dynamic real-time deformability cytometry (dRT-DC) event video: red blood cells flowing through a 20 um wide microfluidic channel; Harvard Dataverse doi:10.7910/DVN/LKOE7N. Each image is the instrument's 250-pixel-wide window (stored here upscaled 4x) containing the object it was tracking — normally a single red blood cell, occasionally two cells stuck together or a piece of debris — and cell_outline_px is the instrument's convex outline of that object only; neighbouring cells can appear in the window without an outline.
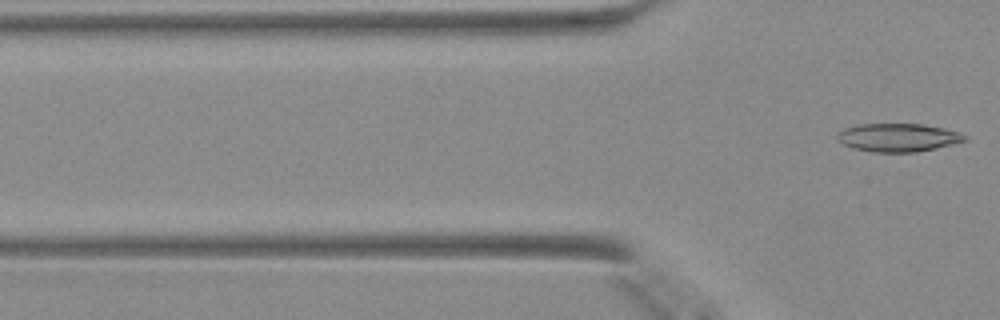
{"species": "Egyptian fruit bat (a non-hibernating species)", "species_latin": "Rousettus aegyptiacus", "temperature_condition": "warm", "stored_images_in_passage": 4, "camera_frame_rate_fps": 3000, "um_per_image_px": 0.085, "animal": {"sex": "female"}, "frame": {"image": 1, "passage_image": 4, "time_ms": 1.0, "image_size_px": [1000, 320], "cell_outline_px": [[968, 140], [952, 144], [916, 152], [872, 152], [852, 148], [844, 144], [836, 136], [836, 132], [844, 128], [860, 124], [920, 124], [944, 128], [968, 136]], "centroid_in_image_um": [76.31, 11.69], "position_along_channel_um": 49.5, "area_um2": 20.87}}